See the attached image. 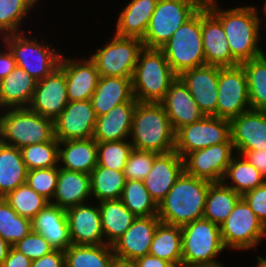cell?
Instances as JSON below:
<instances>
[{"label":"cell","instance_id":"d6a6232c","mask_svg":"<svg viewBox=\"0 0 266 267\" xmlns=\"http://www.w3.org/2000/svg\"><path fill=\"white\" fill-rule=\"evenodd\" d=\"M27 173L20 149L0 141V197L25 184Z\"/></svg>","mask_w":266,"mask_h":267},{"label":"cell","instance_id":"2e32d148","mask_svg":"<svg viewBox=\"0 0 266 267\" xmlns=\"http://www.w3.org/2000/svg\"><path fill=\"white\" fill-rule=\"evenodd\" d=\"M68 102L66 76L59 66L44 79L37 81L28 108L54 121Z\"/></svg>","mask_w":266,"mask_h":267},{"label":"cell","instance_id":"9a60e30c","mask_svg":"<svg viewBox=\"0 0 266 267\" xmlns=\"http://www.w3.org/2000/svg\"><path fill=\"white\" fill-rule=\"evenodd\" d=\"M96 115L91 101H69L54 120V134L59 141L93 138Z\"/></svg>","mask_w":266,"mask_h":267},{"label":"cell","instance_id":"ab89813d","mask_svg":"<svg viewBox=\"0 0 266 267\" xmlns=\"http://www.w3.org/2000/svg\"><path fill=\"white\" fill-rule=\"evenodd\" d=\"M120 199L136 217L157 215L158 205L146 189L144 181L126 180Z\"/></svg>","mask_w":266,"mask_h":267},{"label":"cell","instance_id":"8d00e7d4","mask_svg":"<svg viewBox=\"0 0 266 267\" xmlns=\"http://www.w3.org/2000/svg\"><path fill=\"white\" fill-rule=\"evenodd\" d=\"M65 267H111L115 255L111 245H74L65 251Z\"/></svg>","mask_w":266,"mask_h":267},{"label":"cell","instance_id":"1f68e13d","mask_svg":"<svg viewBox=\"0 0 266 267\" xmlns=\"http://www.w3.org/2000/svg\"><path fill=\"white\" fill-rule=\"evenodd\" d=\"M101 228L105 244L112 245L137 218L121 201L112 199L100 201Z\"/></svg>","mask_w":266,"mask_h":267},{"label":"cell","instance_id":"c3c4849f","mask_svg":"<svg viewBox=\"0 0 266 267\" xmlns=\"http://www.w3.org/2000/svg\"><path fill=\"white\" fill-rule=\"evenodd\" d=\"M13 247L31 260L39 259L54 250L41 234L33 230Z\"/></svg>","mask_w":266,"mask_h":267},{"label":"cell","instance_id":"f5cc1de1","mask_svg":"<svg viewBox=\"0 0 266 267\" xmlns=\"http://www.w3.org/2000/svg\"><path fill=\"white\" fill-rule=\"evenodd\" d=\"M32 260L11 247L6 259L0 267H31Z\"/></svg>","mask_w":266,"mask_h":267},{"label":"cell","instance_id":"60d3db41","mask_svg":"<svg viewBox=\"0 0 266 267\" xmlns=\"http://www.w3.org/2000/svg\"><path fill=\"white\" fill-rule=\"evenodd\" d=\"M31 231V219L18 215L4 197H0V236L13 246Z\"/></svg>","mask_w":266,"mask_h":267},{"label":"cell","instance_id":"db71d44e","mask_svg":"<svg viewBox=\"0 0 266 267\" xmlns=\"http://www.w3.org/2000/svg\"><path fill=\"white\" fill-rule=\"evenodd\" d=\"M5 48L7 52L0 50V80L8 76L17 66L12 52L6 45Z\"/></svg>","mask_w":266,"mask_h":267},{"label":"cell","instance_id":"5b68a950","mask_svg":"<svg viewBox=\"0 0 266 267\" xmlns=\"http://www.w3.org/2000/svg\"><path fill=\"white\" fill-rule=\"evenodd\" d=\"M6 111V112H5ZM0 113V141L21 149L28 145L51 141L54 121L28 107L6 108Z\"/></svg>","mask_w":266,"mask_h":267},{"label":"cell","instance_id":"9f6ffc18","mask_svg":"<svg viewBox=\"0 0 266 267\" xmlns=\"http://www.w3.org/2000/svg\"><path fill=\"white\" fill-rule=\"evenodd\" d=\"M11 245L8 244L1 236H0V266L3 264L4 260L6 259Z\"/></svg>","mask_w":266,"mask_h":267},{"label":"cell","instance_id":"6da1fadb","mask_svg":"<svg viewBox=\"0 0 266 267\" xmlns=\"http://www.w3.org/2000/svg\"><path fill=\"white\" fill-rule=\"evenodd\" d=\"M207 8L222 23L232 59L237 64L265 53L258 45L262 21L256 7L246 5L222 10L218 7L217 0H210Z\"/></svg>","mask_w":266,"mask_h":267},{"label":"cell","instance_id":"cb8c5ba5","mask_svg":"<svg viewBox=\"0 0 266 267\" xmlns=\"http://www.w3.org/2000/svg\"><path fill=\"white\" fill-rule=\"evenodd\" d=\"M183 171V158L175 150L155 157L144 184L157 205L166 197Z\"/></svg>","mask_w":266,"mask_h":267},{"label":"cell","instance_id":"d4e9b609","mask_svg":"<svg viewBox=\"0 0 266 267\" xmlns=\"http://www.w3.org/2000/svg\"><path fill=\"white\" fill-rule=\"evenodd\" d=\"M132 77H106L100 76L97 87L90 101L96 117L108 113L112 108L134 98Z\"/></svg>","mask_w":266,"mask_h":267},{"label":"cell","instance_id":"ffe728a7","mask_svg":"<svg viewBox=\"0 0 266 267\" xmlns=\"http://www.w3.org/2000/svg\"><path fill=\"white\" fill-rule=\"evenodd\" d=\"M235 151L266 150V111H246L230 120Z\"/></svg>","mask_w":266,"mask_h":267},{"label":"cell","instance_id":"44dd1931","mask_svg":"<svg viewBox=\"0 0 266 267\" xmlns=\"http://www.w3.org/2000/svg\"><path fill=\"white\" fill-rule=\"evenodd\" d=\"M159 103L166 111L174 132L185 125L200 121L205 116L179 77L172 82Z\"/></svg>","mask_w":266,"mask_h":267},{"label":"cell","instance_id":"7c38bea8","mask_svg":"<svg viewBox=\"0 0 266 267\" xmlns=\"http://www.w3.org/2000/svg\"><path fill=\"white\" fill-rule=\"evenodd\" d=\"M220 143H232L230 120L204 116L200 121L185 125L175 132L174 150L184 158L192 151Z\"/></svg>","mask_w":266,"mask_h":267},{"label":"cell","instance_id":"f546056e","mask_svg":"<svg viewBox=\"0 0 266 267\" xmlns=\"http://www.w3.org/2000/svg\"><path fill=\"white\" fill-rule=\"evenodd\" d=\"M37 81L25 70L15 69L0 80V109L28 107Z\"/></svg>","mask_w":266,"mask_h":267},{"label":"cell","instance_id":"ba28073f","mask_svg":"<svg viewBox=\"0 0 266 267\" xmlns=\"http://www.w3.org/2000/svg\"><path fill=\"white\" fill-rule=\"evenodd\" d=\"M23 34L25 32L8 34L0 38L12 52L17 67L25 70L36 81H40L59 67L62 55L58 50L52 49L53 44H40L36 38H28Z\"/></svg>","mask_w":266,"mask_h":267},{"label":"cell","instance_id":"277c9868","mask_svg":"<svg viewBox=\"0 0 266 267\" xmlns=\"http://www.w3.org/2000/svg\"><path fill=\"white\" fill-rule=\"evenodd\" d=\"M177 77L161 49L144 47L131 78L134 98L159 103Z\"/></svg>","mask_w":266,"mask_h":267},{"label":"cell","instance_id":"30bf717a","mask_svg":"<svg viewBox=\"0 0 266 267\" xmlns=\"http://www.w3.org/2000/svg\"><path fill=\"white\" fill-rule=\"evenodd\" d=\"M199 8L187 0H158L146 34L145 48L160 49Z\"/></svg>","mask_w":266,"mask_h":267},{"label":"cell","instance_id":"52a82bcc","mask_svg":"<svg viewBox=\"0 0 266 267\" xmlns=\"http://www.w3.org/2000/svg\"><path fill=\"white\" fill-rule=\"evenodd\" d=\"M160 49L177 76L189 69L205 65L202 8L180 26Z\"/></svg>","mask_w":266,"mask_h":267},{"label":"cell","instance_id":"484cf974","mask_svg":"<svg viewBox=\"0 0 266 267\" xmlns=\"http://www.w3.org/2000/svg\"><path fill=\"white\" fill-rule=\"evenodd\" d=\"M91 197L90 174L58 167L57 186L51 204L67 210L87 203Z\"/></svg>","mask_w":266,"mask_h":267},{"label":"cell","instance_id":"94428289","mask_svg":"<svg viewBox=\"0 0 266 267\" xmlns=\"http://www.w3.org/2000/svg\"><path fill=\"white\" fill-rule=\"evenodd\" d=\"M264 5H265V7H264V11H265V14H266V0L264 1ZM266 25V24H265Z\"/></svg>","mask_w":266,"mask_h":267},{"label":"cell","instance_id":"4316f807","mask_svg":"<svg viewBox=\"0 0 266 267\" xmlns=\"http://www.w3.org/2000/svg\"><path fill=\"white\" fill-rule=\"evenodd\" d=\"M138 101H129L112 108L96 119L93 138L97 142L127 140L130 137L133 113Z\"/></svg>","mask_w":266,"mask_h":267},{"label":"cell","instance_id":"7dc6e473","mask_svg":"<svg viewBox=\"0 0 266 267\" xmlns=\"http://www.w3.org/2000/svg\"><path fill=\"white\" fill-rule=\"evenodd\" d=\"M158 153L133 149L124 167L126 180L144 181Z\"/></svg>","mask_w":266,"mask_h":267},{"label":"cell","instance_id":"f6af8a7d","mask_svg":"<svg viewBox=\"0 0 266 267\" xmlns=\"http://www.w3.org/2000/svg\"><path fill=\"white\" fill-rule=\"evenodd\" d=\"M132 150L128 140L97 142V165L123 172Z\"/></svg>","mask_w":266,"mask_h":267},{"label":"cell","instance_id":"83f0119b","mask_svg":"<svg viewBox=\"0 0 266 267\" xmlns=\"http://www.w3.org/2000/svg\"><path fill=\"white\" fill-rule=\"evenodd\" d=\"M32 230L41 234L56 250L65 251L72 243L66 210L49 203L32 220Z\"/></svg>","mask_w":266,"mask_h":267},{"label":"cell","instance_id":"6f0895ef","mask_svg":"<svg viewBox=\"0 0 266 267\" xmlns=\"http://www.w3.org/2000/svg\"><path fill=\"white\" fill-rule=\"evenodd\" d=\"M111 267H138V265L133 260H124L115 257Z\"/></svg>","mask_w":266,"mask_h":267},{"label":"cell","instance_id":"603a6c76","mask_svg":"<svg viewBox=\"0 0 266 267\" xmlns=\"http://www.w3.org/2000/svg\"><path fill=\"white\" fill-rule=\"evenodd\" d=\"M59 66L66 76L68 101L89 100L100 77L94 62L90 58L78 61L63 55Z\"/></svg>","mask_w":266,"mask_h":267},{"label":"cell","instance_id":"3957f363","mask_svg":"<svg viewBox=\"0 0 266 267\" xmlns=\"http://www.w3.org/2000/svg\"><path fill=\"white\" fill-rule=\"evenodd\" d=\"M133 149L158 154L172 152L175 148V132L160 103L138 102L133 113L130 132Z\"/></svg>","mask_w":266,"mask_h":267},{"label":"cell","instance_id":"8fae6325","mask_svg":"<svg viewBox=\"0 0 266 267\" xmlns=\"http://www.w3.org/2000/svg\"><path fill=\"white\" fill-rule=\"evenodd\" d=\"M112 38L89 58L94 62L99 76L132 77L139 53L144 48L142 40L116 34Z\"/></svg>","mask_w":266,"mask_h":267},{"label":"cell","instance_id":"f907efd6","mask_svg":"<svg viewBox=\"0 0 266 267\" xmlns=\"http://www.w3.org/2000/svg\"><path fill=\"white\" fill-rule=\"evenodd\" d=\"M31 267H65V253L54 249L41 258L32 260Z\"/></svg>","mask_w":266,"mask_h":267},{"label":"cell","instance_id":"4dcf8cb0","mask_svg":"<svg viewBox=\"0 0 266 267\" xmlns=\"http://www.w3.org/2000/svg\"><path fill=\"white\" fill-rule=\"evenodd\" d=\"M158 0H131L120 12L116 35L143 39Z\"/></svg>","mask_w":266,"mask_h":267},{"label":"cell","instance_id":"91938a15","mask_svg":"<svg viewBox=\"0 0 266 267\" xmlns=\"http://www.w3.org/2000/svg\"><path fill=\"white\" fill-rule=\"evenodd\" d=\"M257 260H258V264H257V267H266V257H260V256H257Z\"/></svg>","mask_w":266,"mask_h":267},{"label":"cell","instance_id":"ac0fdd59","mask_svg":"<svg viewBox=\"0 0 266 267\" xmlns=\"http://www.w3.org/2000/svg\"><path fill=\"white\" fill-rule=\"evenodd\" d=\"M160 222L157 215L137 217L126 232L111 245L115 257L135 261L149 254L150 245Z\"/></svg>","mask_w":266,"mask_h":267},{"label":"cell","instance_id":"836d02e7","mask_svg":"<svg viewBox=\"0 0 266 267\" xmlns=\"http://www.w3.org/2000/svg\"><path fill=\"white\" fill-rule=\"evenodd\" d=\"M149 254L182 266V231L180 226L160 222L156 228Z\"/></svg>","mask_w":266,"mask_h":267},{"label":"cell","instance_id":"e575fe53","mask_svg":"<svg viewBox=\"0 0 266 267\" xmlns=\"http://www.w3.org/2000/svg\"><path fill=\"white\" fill-rule=\"evenodd\" d=\"M242 196L223 182H213L208 188L203 218L220 226Z\"/></svg>","mask_w":266,"mask_h":267},{"label":"cell","instance_id":"816d5d0a","mask_svg":"<svg viewBox=\"0 0 266 267\" xmlns=\"http://www.w3.org/2000/svg\"><path fill=\"white\" fill-rule=\"evenodd\" d=\"M242 155L252 166H254L266 178V150L235 151Z\"/></svg>","mask_w":266,"mask_h":267},{"label":"cell","instance_id":"11a10c76","mask_svg":"<svg viewBox=\"0 0 266 267\" xmlns=\"http://www.w3.org/2000/svg\"><path fill=\"white\" fill-rule=\"evenodd\" d=\"M135 262L138 267H176L173 263L150 254L136 259Z\"/></svg>","mask_w":266,"mask_h":267},{"label":"cell","instance_id":"f1b7e54d","mask_svg":"<svg viewBox=\"0 0 266 267\" xmlns=\"http://www.w3.org/2000/svg\"><path fill=\"white\" fill-rule=\"evenodd\" d=\"M97 158V141L94 138L59 141L60 168L90 174L97 166Z\"/></svg>","mask_w":266,"mask_h":267},{"label":"cell","instance_id":"bcb514c9","mask_svg":"<svg viewBox=\"0 0 266 267\" xmlns=\"http://www.w3.org/2000/svg\"><path fill=\"white\" fill-rule=\"evenodd\" d=\"M58 180V167L28 170L26 183L38 194L52 200Z\"/></svg>","mask_w":266,"mask_h":267},{"label":"cell","instance_id":"7bdbcfd3","mask_svg":"<svg viewBox=\"0 0 266 267\" xmlns=\"http://www.w3.org/2000/svg\"><path fill=\"white\" fill-rule=\"evenodd\" d=\"M4 199L23 217L33 219L50 201L38 194L27 183L9 192Z\"/></svg>","mask_w":266,"mask_h":267},{"label":"cell","instance_id":"b9f144b4","mask_svg":"<svg viewBox=\"0 0 266 267\" xmlns=\"http://www.w3.org/2000/svg\"><path fill=\"white\" fill-rule=\"evenodd\" d=\"M39 0H0V36L24 32L19 30L30 10ZM3 33V34H2Z\"/></svg>","mask_w":266,"mask_h":267},{"label":"cell","instance_id":"74e56055","mask_svg":"<svg viewBox=\"0 0 266 267\" xmlns=\"http://www.w3.org/2000/svg\"><path fill=\"white\" fill-rule=\"evenodd\" d=\"M126 183L124 172L97 165L90 173L91 196L97 201L120 199ZM94 196V197H93Z\"/></svg>","mask_w":266,"mask_h":267},{"label":"cell","instance_id":"5bb4252c","mask_svg":"<svg viewBox=\"0 0 266 267\" xmlns=\"http://www.w3.org/2000/svg\"><path fill=\"white\" fill-rule=\"evenodd\" d=\"M235 154L233 143H220L188 153L184 158V171L210 182H222L227 167Z\"/></svg>","mask_w":266,"mask_h":267},{"label":"cell","instance_id":"4fadbf2b","mask_svg":"<svg viewBox=\"0 0 266 267\" xmlns=\"http://www.w3.org/2000/svg\"><path fill=\"white\" fill-rule=\"evenodd\" d=\"M217 89L216 117L232 120L251 109L247 77L241 64L221 67Z\"/></svg>","mask_w":266,"mask_h":267},{"label":"cell","instance_id":"e0dca14e","mask_svg":"<svg viewBox=\"0 0 266 267\" xmlns=\"http://www.w3.org/2000/svg\"><path fill=\"white\" fill-rule=\"evenodd\" d=\"M220 69L221 67L205 64L184 71L178 76L205 116H216Z\"/></svg>","mask_w":266,"mask_h":267},{"label":"cell","instance_id":"7402d4cb","mask_svg":"<svg viewBox=\"0 0 266 267\" xmlns=\"http://www.w3.org/2000/svg\"><path fill=\"white\" fill-rule=\"evenodd\" d=\"M202 45L205 62L218 67L238 65L233 59L219 19L207 8H202Z\"/></svg>","mask_w":266,"mask_h":267},{"label":"cell","instance_id":"681fc988","mask_svg":"<svg viewBox=\"0 0 266 267\" xmlns=\"http://www.w3.org/2000/svg\"><path fill=\"white\" fill-rule=\"evenodd\" d=\"M251 210L266 227V182L242 196Z\"/></svg>","mask_w":266,"mask_h":267},{"label":"cell","instance_id":"680465c9","mask_svg":"<svg viewBox=\"0 0 266 267\" xmlns=\"http://www.w3.org/2000/svg\"><path fill=\"white\" fill-rule=\"evenodd\" d=\"M187 1L194 3L200 9L207 7L210 0H187Z\"/></svg>","mask_w":266,"mask_h":267},{"label":"cell","instance_id":"9c48e42d","mask_svg":"<svg viewBox=\"0 0 266 267\" xmlns=\"http://www.w3.org/2000/svg\"><path fill=\"white\" fill-rule=\"evenodd\" d=\"M225 249L250 250L266 236V227L241 197L226 221L220 225Z\"/></svg>","mask_w":266,"mask_h":267},{"label":"cell","instance_id":"f35d334b","mask_svg":"<svg viewBox=\"0 0 266 267\" xmlns=\"http://www.w3.org/2000/svg\"><path fill=\"white\" fill-rule=\"evenodd\" d=\"M241 65L247 77L251 109L266 111V53Z\"/></svg>","mask_w":266,"mask_h":267},{"label":"cell","instance_id":"7a4b0ae2","mask_svg":"<svg viewBox=\"0 0 266 267\" xmlns=\"http://www.w3.org/2000/svg\"><path fill=\"white\" fill-rule=\"evenodd\" d=\"M211 183L183 171L158 205L157 216L160 221L182 227L203 218L208 188Z\"/></svg>","mask_w":266,"mask_h":267},{"label":"cell","instance_id":"d590c367","mask_svg":"<svg viewBox=\"0 0 266 267\" xmlns=\"http://www.w3.org/2000/svg\"><path fill=\"white\" fill-rule=\"evenodd\" d=\"M229 180H231V185L226 182ZM222 182L243 196L246 192L263 185L266 182V178L242 155L235 153L227 167Z\"/></svg>","mask_w":266,"mask_h":267},{"label":"cell","instance_id":"ee69618b","mask_svg":"<svg viewBox=\"0 0 266 267\" xmlns=\"http://www.w3.org/2000/svg\"><path fill=\"white\" fill-rule=\"evenodd\" d=\"M28 170L59 167V140L28 145L20 149Z\"/></svg>","mask_w":266,"mask_h":267},{"label":"cell","instance_id":"d6986e66","mask_svg":"<svg viewBox=\"0 0 266 267\" xmlns=\"http://www.w3.org/2000/svg\"><path fill=\"white\" fill-rule=\"evenodd\" d=\"M69 236L74 245H103L99 206L83 203L66 210Z\"/></svg>","mask_w":266,"mask_h":267},{"label":"cell","instance_id":"8992f818","mask_svg":"<svg viewBox=\"0 0 266 267\" xmlns=\"http://www.w3.org/2000/svg\"><path fill=\"white\" fill-rule=\"evenodd\" d=\"M181 231L182 266L224 267L216 258L225 250L220 226L200 218L182 226Z\"/></svg>","mask_w":266,"mask_h":267}]
</instances>
